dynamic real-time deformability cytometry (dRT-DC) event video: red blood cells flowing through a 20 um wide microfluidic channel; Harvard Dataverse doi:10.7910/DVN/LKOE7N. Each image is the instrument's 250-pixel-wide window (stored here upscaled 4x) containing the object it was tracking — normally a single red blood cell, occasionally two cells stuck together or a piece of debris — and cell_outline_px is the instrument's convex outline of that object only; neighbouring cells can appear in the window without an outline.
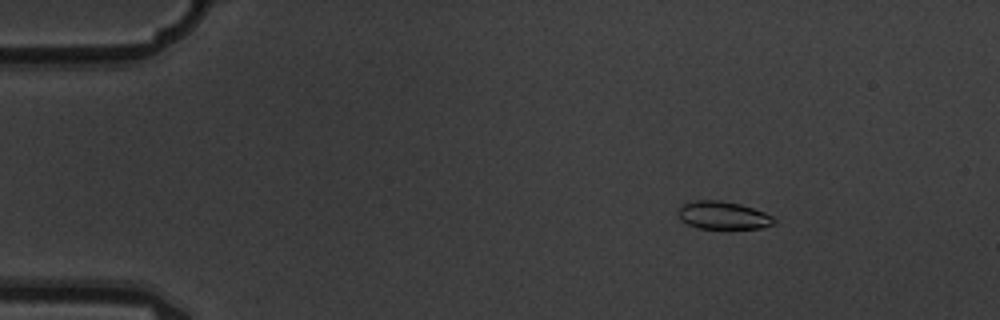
{"species": "common noctule bat (a hibernating species)", "species_latin": "Nyctalus noctula", "temperature_condition": "warm", "stored_images_in_passage": 8, "camera_frame_rate_fps": 3000, "um_per_image_px": 0.085, "animal": {"sex": "male", "body_mass_g": 19.5, "forearm_length_mm": 54.6}, "frame": {"image": 1, "passage_image": 3, "time_ms": 0.667, "image_size_px": [1000, 320], "cell_outline_px": [[776, 224], [760, 228], [700, 228], [688, 224], [680, 220], [680, 208], [684, 204], [692, 200], [720, 200], [740, 204], [764, 212], [772, 216], [776, 220]], "centroid_in_image_um": [61.5, 18.3], "position_along_channel_um": 23.5, "area_um2": 15.37}}
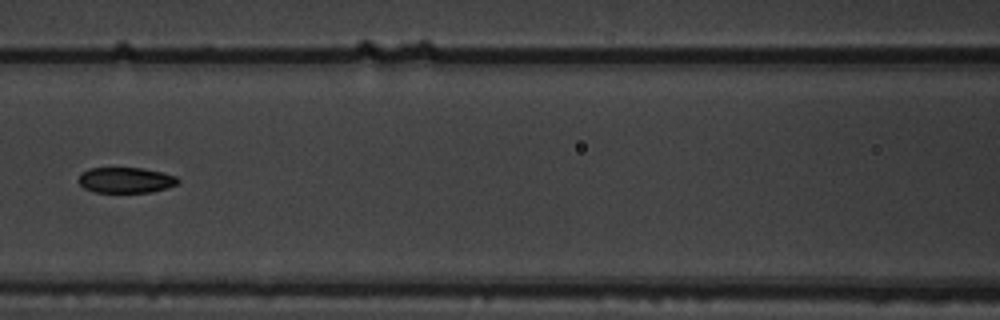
{"frame": {"image": 2, "passage_image": 7, "time_ms": 2.0, "image_size_px": [1000, 320], "cell_outline_px": [[180, 180], [176, 184], [168, 188], [152, 192], [96, 192], [84, 188], [80, 184], [80, 176], [88, 168], [140, 168], [160, 172], [176, 176]], "centroid_in_image_um": [10.72, 15.31], "position_along_channel_um": 155.9, "area_um2": 14.62}}
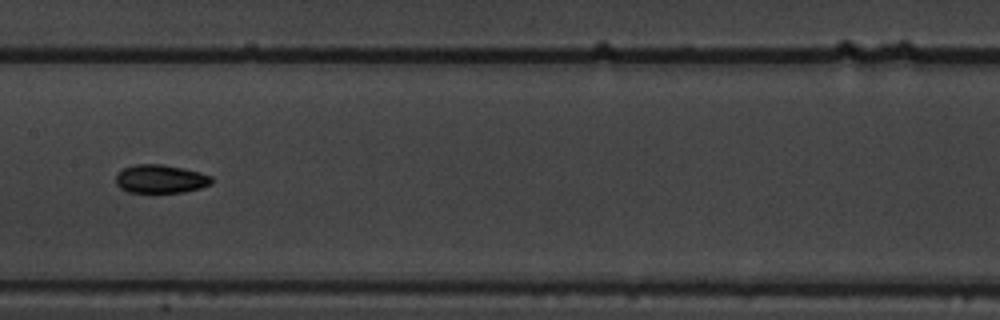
{"frame": {"image": 3, "passage_image": 8, "time_ms": 2.333, "image_size_px": [1000, 320], "cell_outline_px": [[212, 184], [200, 188], [184, 192], [128, 192], [120, 188], [116, 184], [116, 172], [124, 168], [136, 164], [160, 164], [200, 172], [212, 176]], "centroid_in_image_um": [13.63, 15.21], "position_along_channel_um": 193.8, "area_um2": 15.84}}